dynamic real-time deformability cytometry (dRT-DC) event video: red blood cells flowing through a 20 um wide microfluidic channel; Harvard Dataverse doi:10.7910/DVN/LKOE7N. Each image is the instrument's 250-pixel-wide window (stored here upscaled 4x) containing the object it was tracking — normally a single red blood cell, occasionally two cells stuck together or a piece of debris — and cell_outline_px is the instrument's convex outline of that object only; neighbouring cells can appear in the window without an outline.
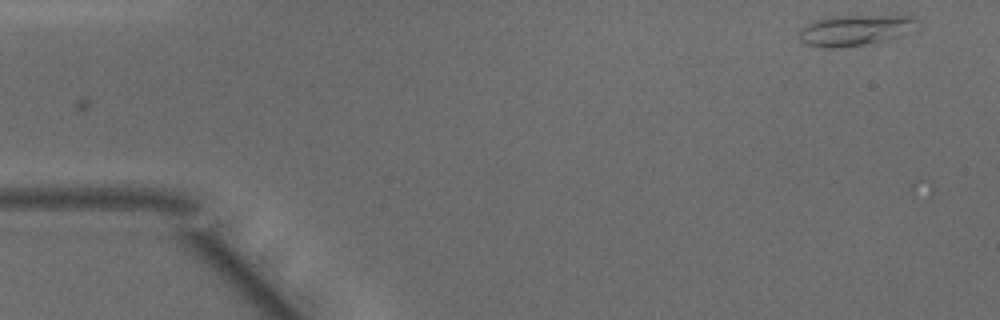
{"species": "common noctule bat (a hibernating species)", "species_latin": "Nyctalus noctula", "temperature_condition": "warm", "stored_images_in_passage": 3, "camera_frame_rate_fps": 3000, "um_per_image_px": 0.085, "animal": {"sex": "male", "body_mass_g": 15.6}, "frame": {"image": 1, "passage_image": 1, "time_ms": 0.0, "image_size_px": [1000, 320], "cell_outline_px": [[920, 20], [896, 36], [864, 44], [832, 48], [828, 48], [808, 44], [800, 40], [800, 32], [808, 24], [816, 20], [832, 16], [916, 16]], "centroid_in_image_um": [72.6, 2.55], "position_along_channel_um": 12.4, "area_um2": 20.0}}